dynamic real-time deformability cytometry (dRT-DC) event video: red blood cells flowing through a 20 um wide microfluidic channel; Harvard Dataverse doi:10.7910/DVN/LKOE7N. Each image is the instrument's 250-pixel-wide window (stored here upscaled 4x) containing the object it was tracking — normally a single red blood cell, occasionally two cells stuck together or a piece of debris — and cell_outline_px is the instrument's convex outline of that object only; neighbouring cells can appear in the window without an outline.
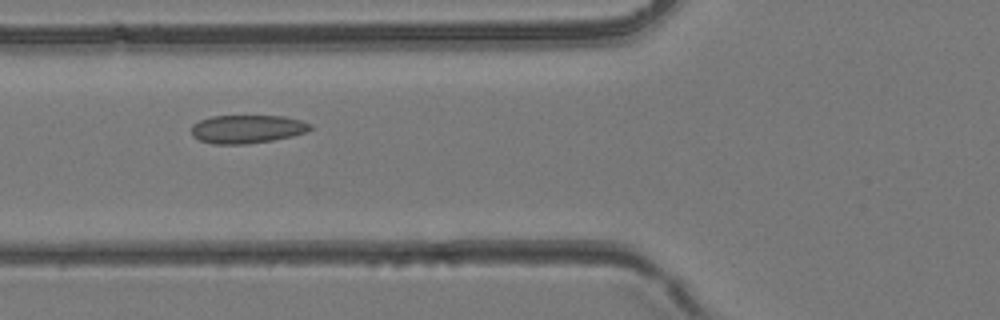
{"species": "common noctule bat (a hibernating species)", "species_latin": "Nyctalus noctula", "temperature_condition": "room temperature", "stored_images_in_passage": 30, "camera_frame_rate_fps": 3000, "um_per_image_px": 0.085, "animal": {"sex": "female", "body_mass_g": 24.6, "forearm_length_mm": 56.2}, "frame": {"image": 1, "passage_image": 3, "time_ms": 0.667, "image_size_px": [1000, 320], "cell_outline_px": [[312, 128], [308, 132], [292, 136], [272, 140], [244, 144], [212, 144], [200, 140], [192, 136], [192, 124], [200, 120], [212, 116], [284, 116], [300, 120], [312, 124]], "centroid_in_image_um": [21.02, 10.97], "position_along_channel_um": 104.8, "area_um2": 19.65}}
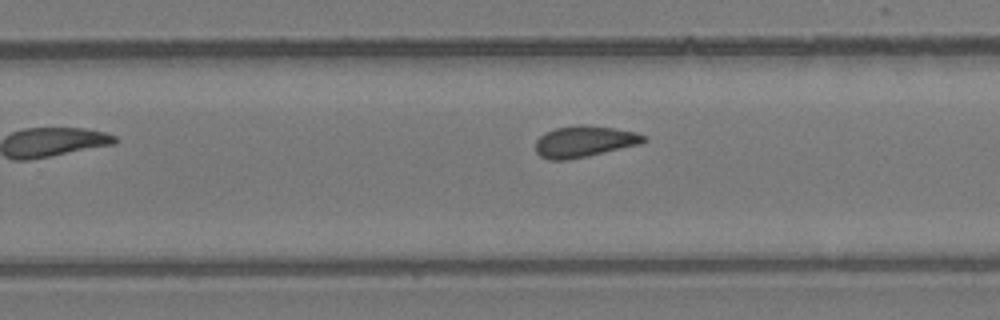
{"frame": {"image": 2, "passage_image": 14, "time_ms": 4.333, "image_size_px": [1000, 320], "cell_outline_px": [[648, 140], [640, 144], [588, 156], [568, 160], [548, 160], [540, 156], [536, 152], [536, 140], [544, 132], [556, 128], [580, 124], [612, 128], [636, 132], [648, 136]], "centroid_in_image_um": [49.67, 12.03], "position_along_channel_um": 280.1, "area_um2": 19.83}}
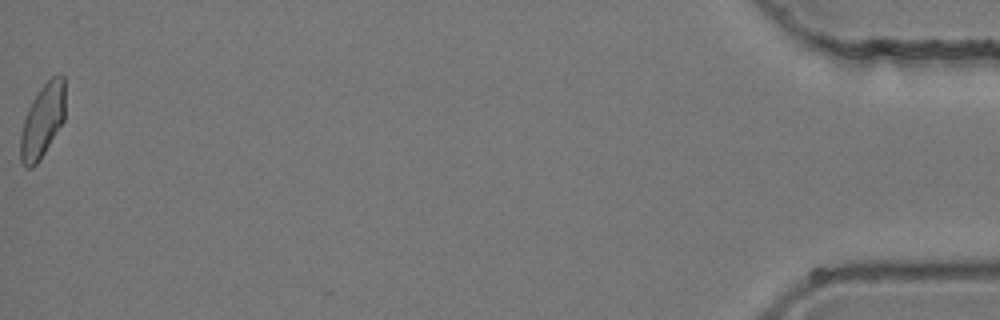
{"frame": {"image": 3, "passage_image": 30, "time_ms": 9.667, "image_size_px": [1000, 320], "cell_outline_px": [[64, 120], [40, 160], [32, 168], [28, 168], [20, 160], [20, 136], [24, 120], [28, 108], [32, 100], [40, 88], [52, 76], [60, 72], [64, 76]], "centroid_in_image_um": [3.61, 10.25], "position_along_channel_um": 431.6, "area_um2": 19.13}}